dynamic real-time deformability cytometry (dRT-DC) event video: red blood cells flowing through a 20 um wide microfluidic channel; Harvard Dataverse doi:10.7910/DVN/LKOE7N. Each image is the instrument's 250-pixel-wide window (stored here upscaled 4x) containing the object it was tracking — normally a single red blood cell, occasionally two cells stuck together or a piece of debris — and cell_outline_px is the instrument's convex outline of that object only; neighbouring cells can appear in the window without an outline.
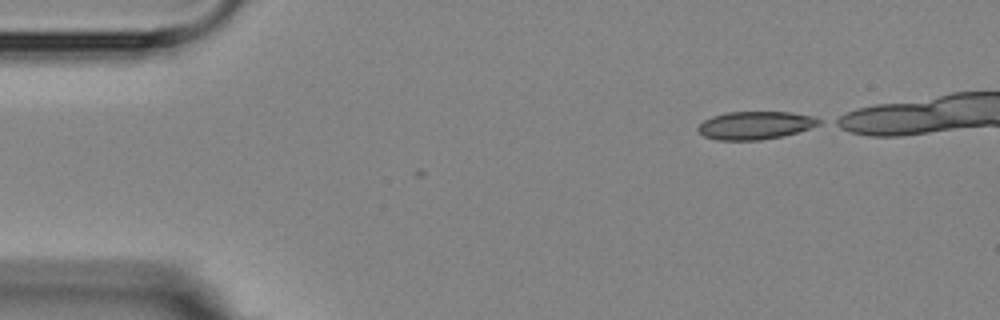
{"species": "Egyptian fruit bat (a non-hibernating species)", "species_latin": "Rousettus aegyptiacus", "temperature_condition": "room temperature", "stored_images_in_passage": 7, "camera_frame_rate_fps": 3000, "um_per_image_px": 0.085, "animal": {"sex": "female"}, "frame": {"image": 1, "passage_image": 1, "time_ms": 0.0, "image_size_px": [1000, 320], "cell_outline_px": [[824, 120], [820, 124], [796, 132], [780, 136], [760, 140], [716, 140], [704, 136], [696, 128], [704, 120], [712, 116], [728, 112], [792, 112], [816, 116]], "centroid_in_image_um": [64.21, 10.64], "position_along_channel_um": 20.8, "area_um2": 19.71}}